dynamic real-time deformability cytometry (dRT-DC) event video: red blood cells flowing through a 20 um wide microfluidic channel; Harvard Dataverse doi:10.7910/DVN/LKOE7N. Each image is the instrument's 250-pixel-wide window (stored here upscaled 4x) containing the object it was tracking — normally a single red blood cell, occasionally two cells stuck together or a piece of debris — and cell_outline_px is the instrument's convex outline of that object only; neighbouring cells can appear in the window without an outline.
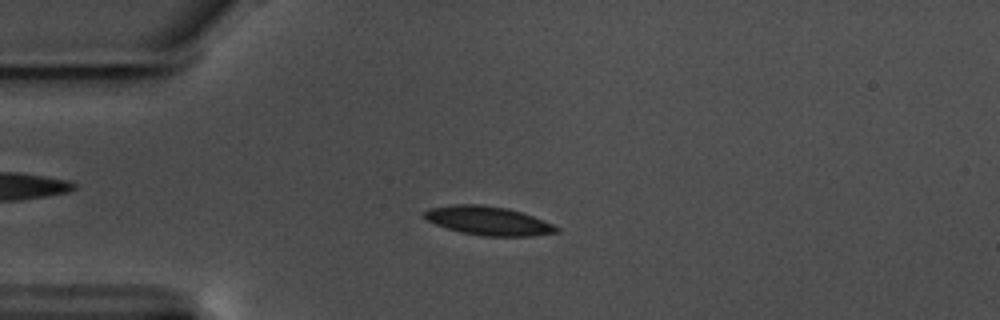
{"species": "common noctule bat (a hibernating species)", "species_latin": "Nyctalus noctula", "temperature_condition": "warm", "stored_images_in_passage": 48, "camera_frame_rate_fps": 3000, "um_per_image_px": 0.085, "animal": {"sex": "male", "body_mass_g": 17.5, "forearm_length_mm": 52.3}, "frame": {"image": 1, "passage_image": 5, "time_ms": 1.333, "image_size_px": [1000, 320], "cell_outline_px": [[560, 232], [532, 236], [484, 236], [460, 232], [436, 224], [428, 220], [424, 216], [424, 212], [428, 208], [452, 204], [480, 204], [508, 208], [532, 216], [552, 224], [560, 228]], "centroid_in_image_um": [41.51, 18.76], "position_along_channel_um": 43.5, "area_um2": 22.08}}
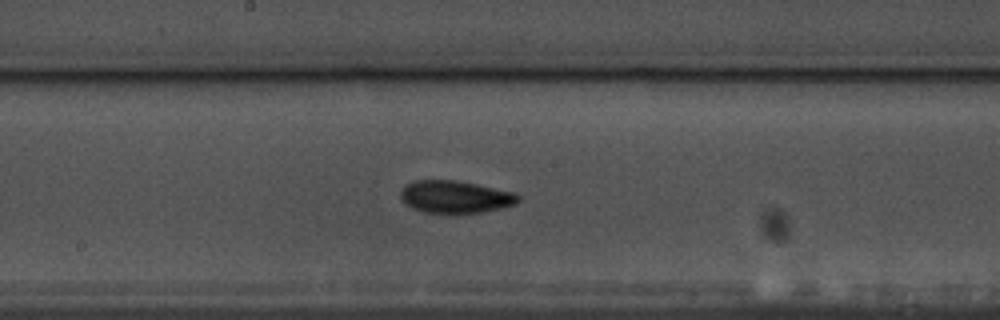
{"frame": {"image": 2, "passage_image": 21, "time_ms": 6.667, "image_size_px": [1000, 320], "cell_outline_px": [[520, 200], [516, 204], [500, 208], [480, 212], [424, 212], [412, 208], [404, 204], [400, 200], [400, 192], [404, 184], [416, 180], [456, 180], [516, 192], [520, 196]], "centroid_in_image_um": [38.67, 16.71], "position_along_channel_um": 209.5, "area_um2": 22.25}}
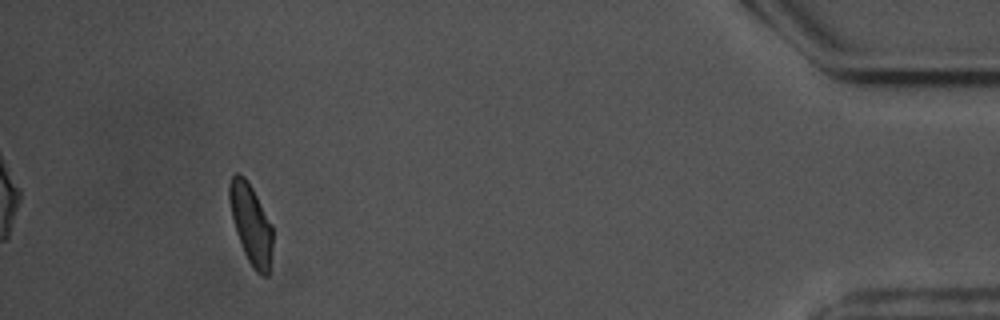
{"frame": {"image": 3, "passage_image": 44, "time_ms": 14.333, "image_size_px": [1000, 320], "cell_outline_px": [[272, 248], [268, 276], [260, 276], [252, 268], [244, 252], [236, 232], [232, 216], [228, 196], [228, 188], [232, 176], [236, 172], [240, 172], [248, 180], [272, 224]], "centroid_in_image_um": [21.33, 19.03], "position_along_channel_um": 413.9, "area_um2": 20.23}, "authors_computed_cell_mechanics": {"area_um2": 21.2126, "velocity_mm_per_s": 3.5167, "shape_relaxation_time_tau1_ms": 7.2591, "shape_relaxation_time_tau2_ms": 4.8504, "deformation_change_tau1": 0.1561, "deformation_change_tau2": 0.0894}}